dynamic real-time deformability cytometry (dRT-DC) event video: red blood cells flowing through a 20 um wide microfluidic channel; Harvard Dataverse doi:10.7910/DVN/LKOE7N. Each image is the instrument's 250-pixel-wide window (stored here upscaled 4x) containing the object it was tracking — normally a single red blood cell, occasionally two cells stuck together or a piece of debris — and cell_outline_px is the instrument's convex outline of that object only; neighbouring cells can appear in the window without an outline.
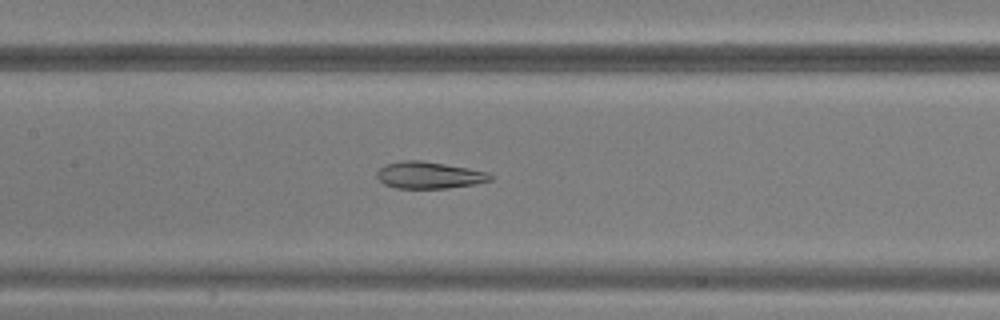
{"species": "common noctule bat (a hibernating species)", "species_latin": "Nyctalus noctula", "temperature_condition": "warm", "stored_images_in_passage": 43, "camera_frame_rate_fps": 3000, "um_per_image_px": 0.085, "animal": {"sex": "male", "body_mass_g": 20.5, "forearm_length_mm": 52.5}, "frame": {"image": 1, "passage_image": 24, "time_ms": 7.667, "image_size_px": [1000, 320], "cell_outline_px": [[492, 180], [472, 184], [448, 188], [396, 188], [384, 184], [376, 176], [376, 172], [384, 164], [400, 160], [420, 160], [468, 168], [488, 172], [492, 176]], "centroid_in_image_um": [36.43, 14.88], "position_along_channel_um": 171.0, "area_um2": 17.69}}
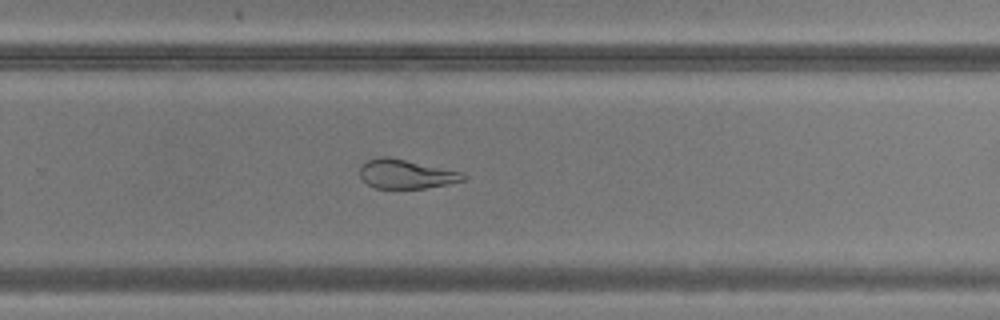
{"frame": {"image": 2, "passage_image": 33, "time_ms": 10.667, "image_size_px": [1000, 320], "cell_outline_px": [[468, 176], [464, 180], [448, 184], [424, 188], [376, 188], [368, 184], [360, 176], [360, 168], [368, 160], [380, 156], [388, 156], [460, 172]], "centroid_in_image_um": [34.51, 14.79], "position_along_channel_um": 295.3, "area_um2": 17.22}}
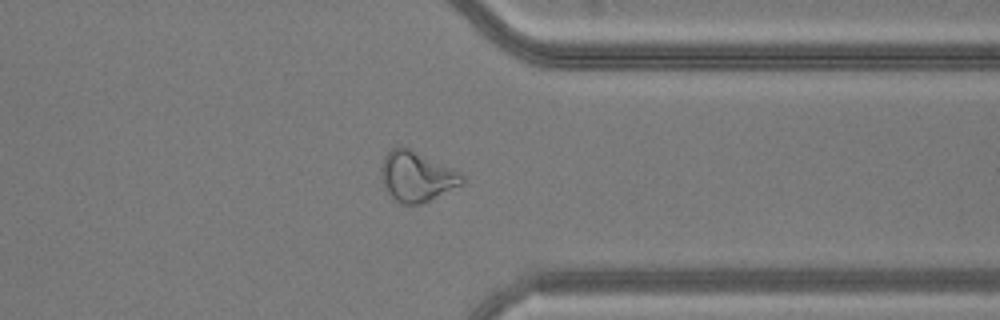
{"frame": {"image": 3, "passage_image": 39, "time_ms": 12.667, "image_size_px": [1000, 320], "cell_outline_px": [[464, 184], [420, 204], [400, 204], [384, 188], [380, 176], [380, 168], [384, 156], [392, 148], [408, 148], [460, 172], [464, 176]], "centroid_in_image_um": [35.4, 15.02], "position_along_channel_um": 376.0, "area_um2": 23.35}}